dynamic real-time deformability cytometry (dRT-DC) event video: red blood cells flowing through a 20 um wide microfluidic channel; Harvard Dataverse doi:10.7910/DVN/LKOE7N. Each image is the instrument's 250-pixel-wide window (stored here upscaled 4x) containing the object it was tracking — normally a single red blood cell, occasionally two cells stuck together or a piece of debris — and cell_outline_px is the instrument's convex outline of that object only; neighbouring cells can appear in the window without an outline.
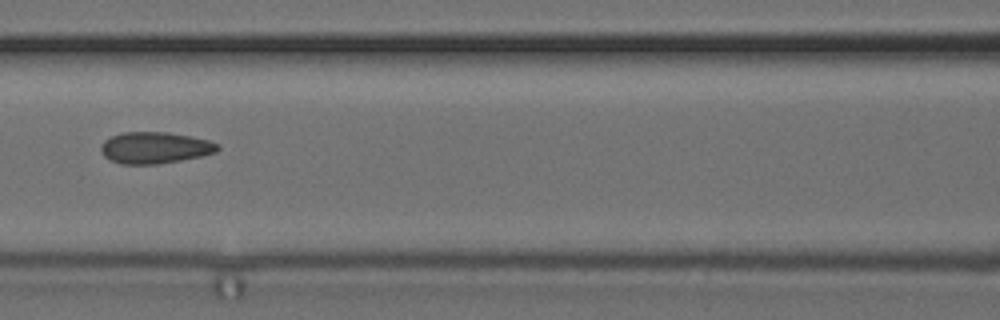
{"species": "common noctule bat (a hibernating species)", "species_latin": "Nyctalus noctula", "temperature_condition": "cold", "stored_images_in_passage": 7, "camera_frame_rate_fps": 3000, "um_per_image_px": 0.085, "animal": {"sex": "female", "body_mass_g": 24.6, "forearm_length_mm": 56.2}, "frame": {"image": 1, "passage_image": 5, "time_ms": 5.333, "image_size_px": [1000, 320], "cell_outline_px": [[220, 148], [216, 152], [200, 156], [180, 160], [156, 164], [120, 164], [104, 156], [100, 148], [104, 140], [120, 132], [168, 132], [208, 140], [220, 144]], "centroid_in_image_um": [13.16, 12.55], "position_along_channel_um": 153.4, "area_um2": 21.33}}
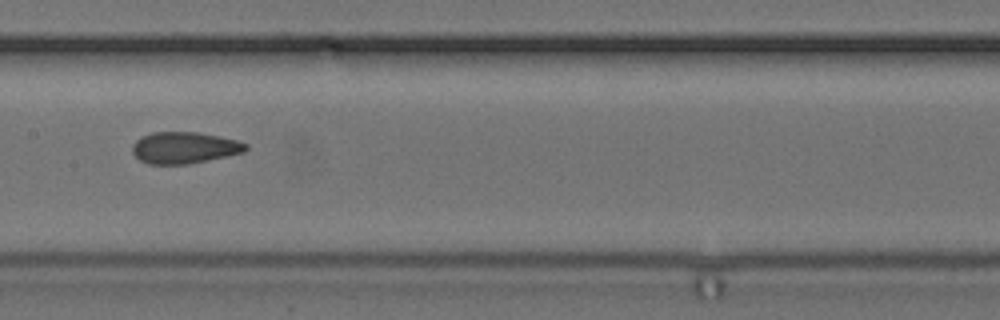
{"frame": {"image": 2, "passage_image": 6, "time_ms": 6.333, "image_size_px": [1000, 320], "cell_outline_px": [[248, 148], [244, 152], [188, 164], [148, 164], [140, 160], [132, 152], [132, 144], [140, 136], [152, 132], [196, 132], [220, 136], [236, 140], [248, 144]], "centroid_in_image_um": [15.64, 12.55], "position_along_channel_um": 191.8, "area_um2": 20.87}}
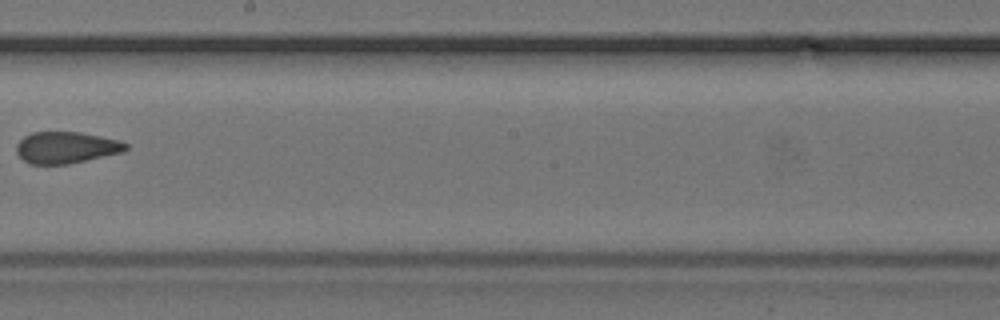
{"frame": {"image": 3, "passage_image": 7, "time_ms": 7.667, "image_size_px": [1000, 320], "cell_outline_px": [[128, 148], [124, 152], [68, 164], [28, 164], [16, 152], [16, 144], [24, 136], [32, 132], [80, 132], [100, 136], [116, 140], [128, 144]], "centroid_in_image_um": [5.61, 12.54], "position_along_channel_um": 242.6, "area_um2": 20.11}}